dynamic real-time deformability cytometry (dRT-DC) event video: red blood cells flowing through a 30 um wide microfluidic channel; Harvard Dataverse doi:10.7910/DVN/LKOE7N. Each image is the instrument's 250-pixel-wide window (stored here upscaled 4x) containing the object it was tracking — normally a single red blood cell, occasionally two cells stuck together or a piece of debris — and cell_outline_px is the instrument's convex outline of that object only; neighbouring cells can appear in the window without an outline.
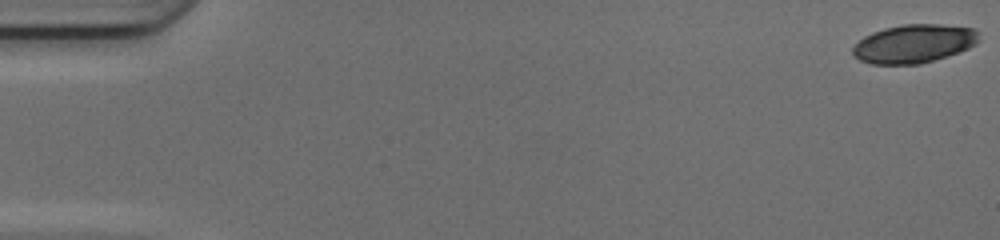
{"species": "common noctule bat (a hibernating species)", "species_latin": "Nyctalus noctula", "temperature_condition": "cold", "stored_images_in_passage": 50, "camera_frame_rate_fps": 3000, "um_per_image_px": 0.085, "animal": {"sex": "female", "body_mass_g": 17.0, "forearm_length_mm": 48.0}, "frame": {"image": 1, "passage_image": 1, "time_ms": 0.0, "image_size_px": [1000, 240], "cell_outline_px": [[980, 40], [976, 44], [968, 48], [920, 64], [872, 64], [860, 60], [852, 56], [852, 48], [864, 36], [872, 32], [884, 28], [904, 24], [940, 24], [976, 28], [980, 32]], "centroid_in_image_um": [77.69, 3.7], "position_along_channel_um": 7.3, "area_um2": 28.38}}
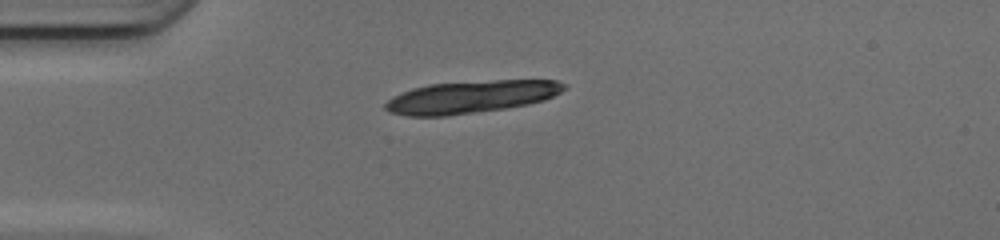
{"frame": {"image": 2, "passage_image": 14, "time_ms": 4.333, "image_size_px": [1000, 240], "cell_outline_px": [[568, 88], [544, 100], [528, 104], [508, 108], [448, 116], [408, 116], [388, 112], [384, 108], [384, 104], [392, 96], [400, 92], [412, 88], [428, 84], [492, 80], [556, 80], [568, 84]], "centroid_in_image_um": [40.03, 8.23], "position_along_channel_um": 45.0, "area_um2": 34.16}}
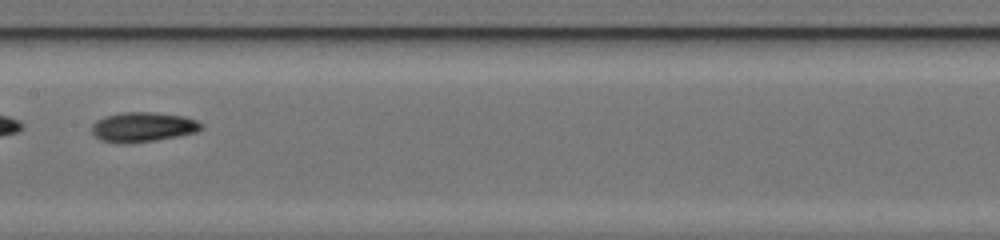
{"frame": {"image": 3, "passage_image": 27, "time_ms": 8.667, "image_size_px": [1000, 240], "cell_outline_px": [[204, 128], [196, 132], [156, 140], [124, 144], [100, 140], [92, 132], [92, 124], [96, 120], [104, 116], [120, 112], [152, 112], [184, 116], [196, 120], [204, 124]], "centroid_in_image_um": [12.14, 10.79], "position_along_channel_um": 195.3, "area_um2": 19.07}, "authors_computed_cell_mechanics": {"area_um2": 18.9295, "velocity_mm_per_s": 4.1841, "shape_relaxation_time_tau1_ms": 2.9928, "shape_relaxation_time_tau2_ms": null, "deformation_change_tau1": 0.1399, "deformation_change_tau2": null}}